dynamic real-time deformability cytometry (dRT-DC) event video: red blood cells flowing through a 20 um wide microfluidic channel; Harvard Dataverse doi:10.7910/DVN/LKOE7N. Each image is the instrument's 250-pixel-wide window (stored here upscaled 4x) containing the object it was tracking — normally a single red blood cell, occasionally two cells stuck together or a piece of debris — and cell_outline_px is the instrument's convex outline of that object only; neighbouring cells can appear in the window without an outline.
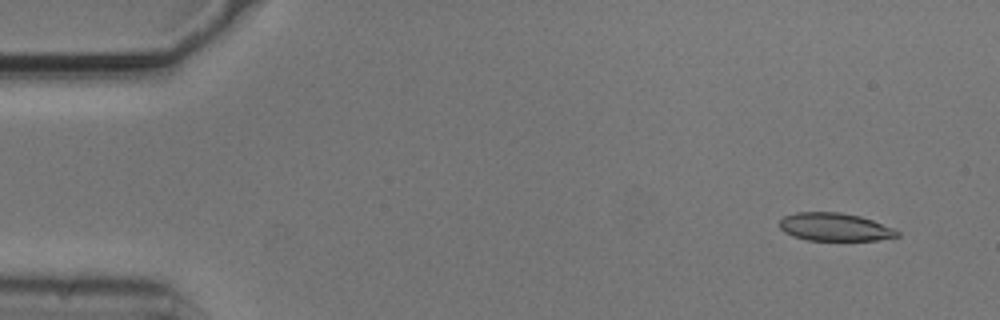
{"species": "common noctule bat (a hibernating species)", "species_latin": "Nyctalus noctula", "temperature_condition": "cold", "stored_images_in_passage": 54, "camera_frame_rate_fps": 3000, "um_per_image_px": 0.085, "animal": {"sex": "male", "body_mass_g": 20.5, "forearm_length_mm": 52.5}, "frame": {"image": 1, "passage_image": 4, "time_ms": 1.0, "image_size_px": [1000, 320], "cell_outline_px": [[900, 236], [876, 240], [808, 240], [792, 236], [784, 232], [780, 228], [780, 220], [784, 216], [796, 212], [840, 212], [860, 216], [896, 228], [900, 232]], "centroid_in_image_um": [70.98, 19.29], "position_along_channel_um": 14.0, "area_um2": 19.31}}
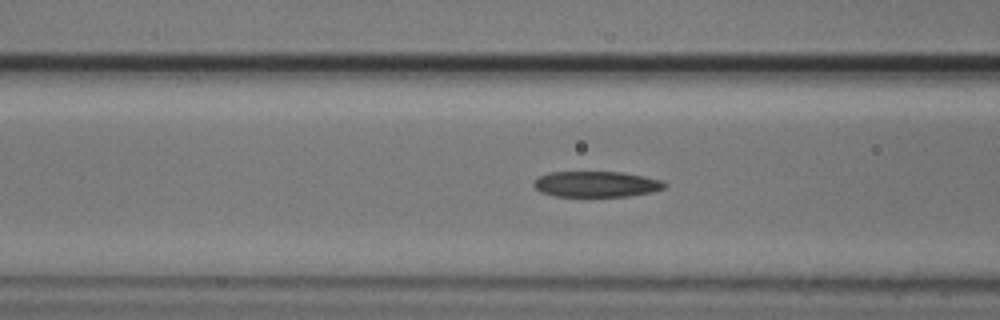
{"frame": {"image": 2, "passage_image": 21, "time_ms": 6.667, "image_size_px": [1000, 320], "cell_outline_px": [[668, 184], [664, 188], [652, 192], [628, 196], [556, 196], [540, 192], [532, 184], [540, 176], [548, 172], [624, 172], [644, 176], [660, 180]], "centroid_in_image_um": [50.69, 15.65], "position_along_channel_um": 115.9, "area_um2": 19.59}}
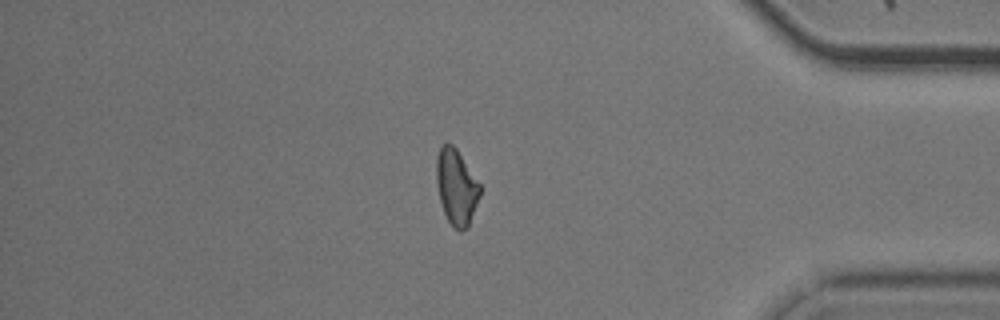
{"frame": {"image": 3, "passage_image": 46, "time_ms": 15.0, "image_size_px": [1000, 320], "cell_outline_px": [[480, 196], [468, 228], [460, 232], [448, 220], [444, 212], [440, 200], [436, 180], [436, 156], [440, 144], [452, 144], [456, 148], [480, 184]], "centroid_in_image_um": [38.78, 15.88], "position_along_channel_um": 396.4, "area_um2": 19.13}, "authors_computed_cell_mechanics": {"area_um2": 20.1144, "velocity_mm_per_s": 3.7223, "shape_relaxation_time_tau1_ms": 5.1482, "shape_relaxation_time_tau2_ms": 5.8465, "deformation_change_tau1": 0.1462, "deformation_change_tau2": 0.1658}}